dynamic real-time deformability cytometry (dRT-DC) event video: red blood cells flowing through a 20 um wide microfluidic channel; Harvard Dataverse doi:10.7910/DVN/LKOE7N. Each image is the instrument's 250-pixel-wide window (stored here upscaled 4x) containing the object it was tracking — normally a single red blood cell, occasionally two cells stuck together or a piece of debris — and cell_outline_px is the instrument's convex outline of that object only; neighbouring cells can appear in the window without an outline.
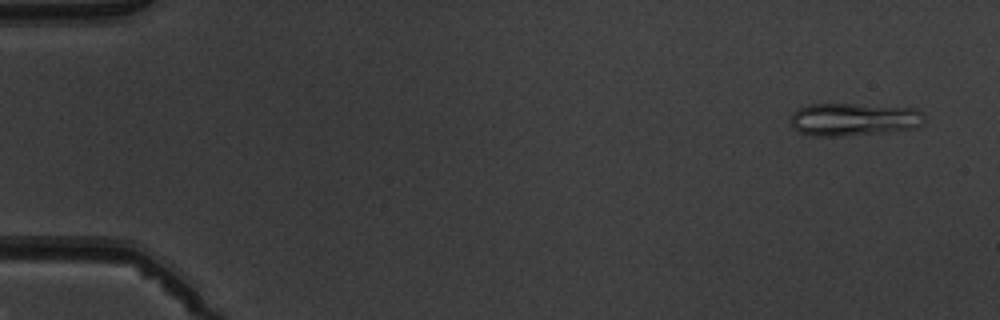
{"species": "common noctule bat (a hibernating species)", "species_latin": "Nyctalus noctula", "temperature_condition": "warm", "stored_images_in_passage": 6, "camera_frame_rate_fps": 3000, "um_per_image_px": 0.085, "animal": {"sex": "male", "body_mass_g": 19.5, "forearm_length_mm": 54.6}, "frame": {"image": 1, "passage_image": 6, "time_ms": 6.667, "image_size_px": [1000, 320], "cell_outline_px": [[924, 124], [916, 128], [884, 132], [840, 136], [812, 136], [800, 132], [788, 120], [792, 112], [800, 108], [812, 104], [852, 104], [916, 108], [924, 112]], "centroid_in_image_um": [72.59, 10.14], "position_along_channel_um": 12.4, "area_um2": 25.66}}